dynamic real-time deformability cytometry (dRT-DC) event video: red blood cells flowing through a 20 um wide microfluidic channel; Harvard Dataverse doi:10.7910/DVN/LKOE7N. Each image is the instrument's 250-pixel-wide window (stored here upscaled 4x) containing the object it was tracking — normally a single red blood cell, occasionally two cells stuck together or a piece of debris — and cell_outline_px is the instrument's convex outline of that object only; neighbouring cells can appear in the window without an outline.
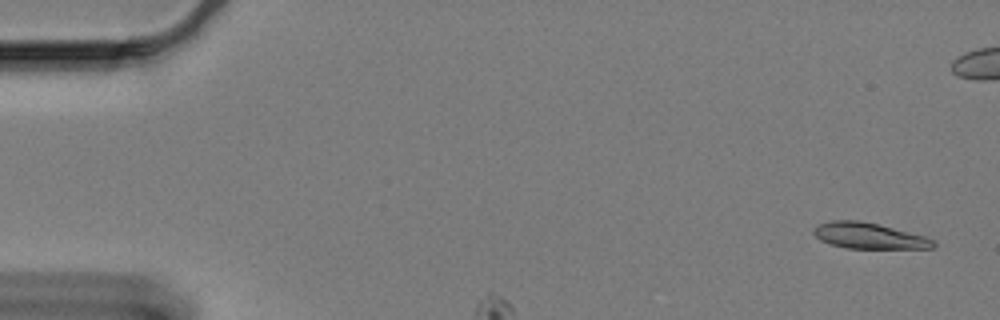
{"species": "Egyptian fruit bat (a non-hibernating species)", "species_latin": "Rousettus aegyptiacus", "temperature_condition": "cold", "stored_images_in_passage": 11, "camera_frame_rate_fps": 3000, "um_per_image_px": 0.085, "animal": {"sex": "female"}, "frame": {"image": 1, "passage_image": 2, "time_ms": 0.333, "image_size_px": [1000, 320], "cell_outline_px": [[936, 244], [932, 248], [848, 248], [832, 244], [820, 240], [812, 232], [812, 228], [820, 224], [832, 220], [860, 220], [924, 236], [932, 240]], "centroid_in_image_um": [73.81, 20.04], "position_along_channel_um": 11.2, "area_um2": 17.69}}